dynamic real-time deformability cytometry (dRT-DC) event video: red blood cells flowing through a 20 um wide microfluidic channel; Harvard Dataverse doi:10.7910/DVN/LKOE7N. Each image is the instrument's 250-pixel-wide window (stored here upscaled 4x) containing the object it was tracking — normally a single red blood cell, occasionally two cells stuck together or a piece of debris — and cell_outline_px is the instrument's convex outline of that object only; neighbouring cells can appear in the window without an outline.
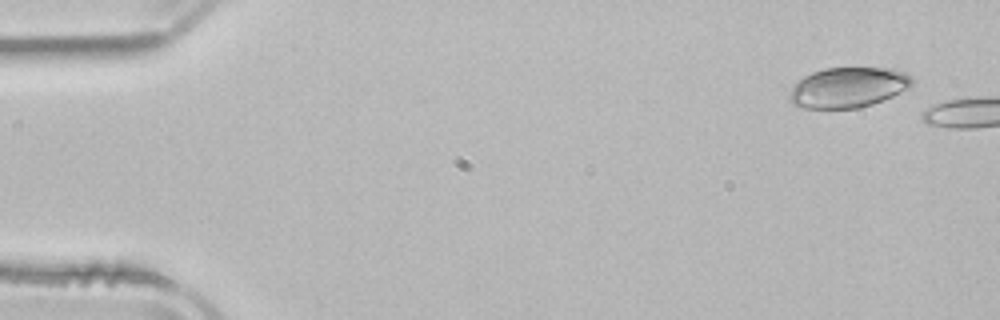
{"species": "common noctule bat (a hibernating species)", "species_latin": "Nyctalus noctula", "temperature_condition": "room temperature", "stored_images_in_passage": 2, "camera_frame_rate_fps": 3000, "um_per_image_px": 0.085, "animal": {"sex": "male", "body_mass_g": 21.5, "forearm_length_mm": 52.0}, "frame": {"image": 1, "passage_image": 1, "time_ms": 0.0, "image_size_px": [1000, 320], "cell_outline_px": [[912, 84], [908, 88], [892, 96], [872, 104], [860, 108], [800, 108], [792, 104], [788, 100], [788, 96], [792, 84], [804, 76], [812, 72], [824, 68], [892, 68], [904, 72], [912, 76]], "centroid_in_image_um": [72.04, 7.43], "position_along_channel_um": 13.0, "area_um2": 29.02}}